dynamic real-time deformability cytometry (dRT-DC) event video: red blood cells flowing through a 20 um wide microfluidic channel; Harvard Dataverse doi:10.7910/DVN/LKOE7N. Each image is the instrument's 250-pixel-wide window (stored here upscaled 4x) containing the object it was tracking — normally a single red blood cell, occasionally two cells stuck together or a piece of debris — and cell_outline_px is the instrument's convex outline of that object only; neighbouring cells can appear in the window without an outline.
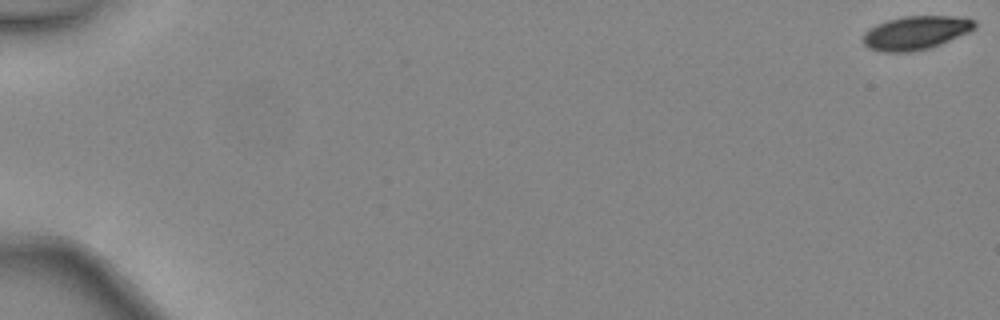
{"species": "common noctule bat (a hibernating species)", "species_latin": "Nyctalus noctula", "temperature_condition": "warm", "stored_images_in_passage": 15, "camera_frame_rate_fps": 3000, "um_per_image_px": 0.085, "animal": {"sex": "female", "body_mass_g": 24.6, "forearm_length_mm": 56.2}, "frame": {"image": 1, "passage_image": 1, "time_ms": 0.0, "image_size_px": [1000, 320], "cell_outline_px": [[976, 28], [968, 32], [940, 44], [928, 48], [912, 52], [880, 52], [868, 48], [864, 44], [864, 32], [868, 28], [876, 24], [888, 20], [904, 16], [952, 16], [976, 20]], "centroid_in_image_um": [77.81, 2.79], "position_along_channel_um": 7.2, "area_um2": 21.85}}
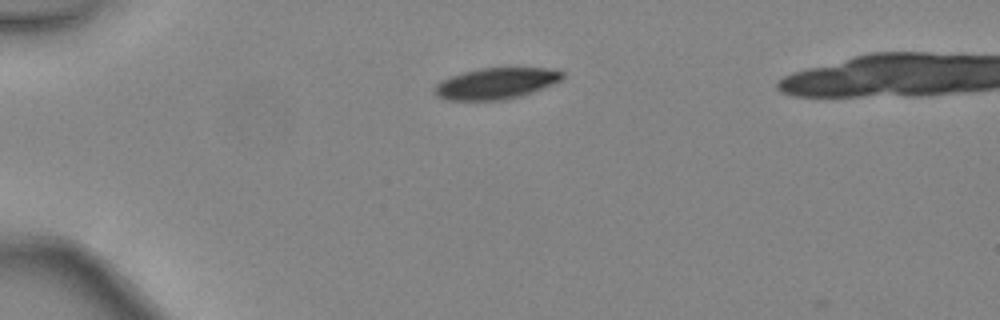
{"frame": {"image": 2, "passage_image": 14, "time_ms": 4.333, "image_size_px": [1000, 320], "cell_outline_px": [[564, 76], [560, 80], [552, 84], [532, 92], [520, 96], [504, 100], [448, 100], [436, 96], [432, 92], [432, 88], [440, 80], [464, 72], [480, 68], [548, 68], [564, 72]], "centroid_in_image_um": [42.11, 7.1], "position_along_channel_um": 42.9, "area_um2": 23.24}}